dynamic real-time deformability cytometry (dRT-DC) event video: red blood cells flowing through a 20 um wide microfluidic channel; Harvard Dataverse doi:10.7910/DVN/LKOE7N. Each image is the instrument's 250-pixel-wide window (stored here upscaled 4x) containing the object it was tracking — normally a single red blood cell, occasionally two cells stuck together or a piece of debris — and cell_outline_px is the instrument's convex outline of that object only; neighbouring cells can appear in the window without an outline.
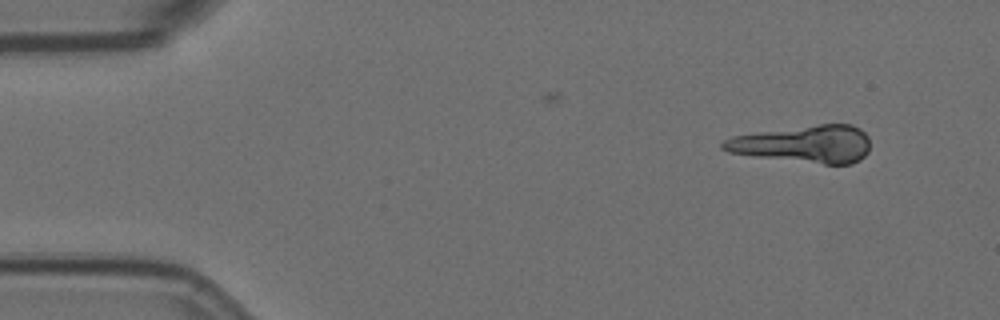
{"species": "Egyptian fruit bat (a non-hibernating species)", "species_latin": "Rousettus aegyptiacus", "temperature_condition": "room temperature", "stored_images_in_passage": 3, "camera_frame_rate_fps": 3000, "um_per_image_px": 0.085, "animal": {"sex": "female"}, "frame": {"image": 1, "passage_image": 1, "time_ms": 0.0, "image_size_px": [1000, 320], "cell_outline_px": [[868, 152], [860, 160], [852, 164], [824, 164], [756, 156], [728, 152], [720, 148], [720, 144], [724, 140], [732, 136], [760, 132], [820, 124], [852, 124], [860, 128], [868, 136]], "centroid_in_image_um": [68.37, 12.24], "position_along_channel_um": 16.6, "area_um2": 31.73}}